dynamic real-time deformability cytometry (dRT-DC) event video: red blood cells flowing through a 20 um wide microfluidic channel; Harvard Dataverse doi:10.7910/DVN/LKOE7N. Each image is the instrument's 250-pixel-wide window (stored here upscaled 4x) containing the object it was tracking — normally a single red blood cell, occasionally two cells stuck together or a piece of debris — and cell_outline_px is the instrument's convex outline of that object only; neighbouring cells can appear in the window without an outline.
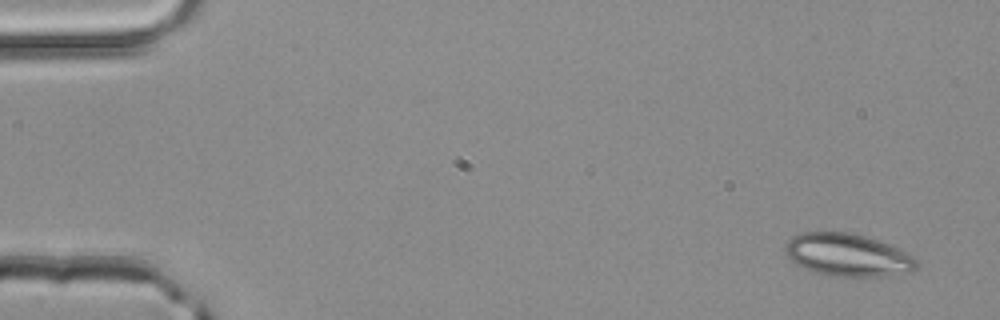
{"species": "common noctule bat (a hibernating species)", "species_latin": "Nyctalus noctula", "temperature_condition": "room temperature", "stored_images_in_passage": 4, "camera_frame_rate_fps": 3000, "um_per_image_px": 0.085, "animal": {"sex": "male", "body_mass_g": 20.4}, "frame": {"image": 1, "passage_image": 1, "time_ms": 0.0, "image_size_px": [1000, 320], "cell_outline_px": [[920, 264], [912, 272], [892, 276], [828, 276], [804, 268], [796, 264], [784, 252], [784, 244], [792, 236], [800, 232], [852, 232], [892, 244], [908, 252]], "centroid_in_image_um": [72.09, 21.67], "position_along_channel_um": 12.9, "area_um2": 33.23}}